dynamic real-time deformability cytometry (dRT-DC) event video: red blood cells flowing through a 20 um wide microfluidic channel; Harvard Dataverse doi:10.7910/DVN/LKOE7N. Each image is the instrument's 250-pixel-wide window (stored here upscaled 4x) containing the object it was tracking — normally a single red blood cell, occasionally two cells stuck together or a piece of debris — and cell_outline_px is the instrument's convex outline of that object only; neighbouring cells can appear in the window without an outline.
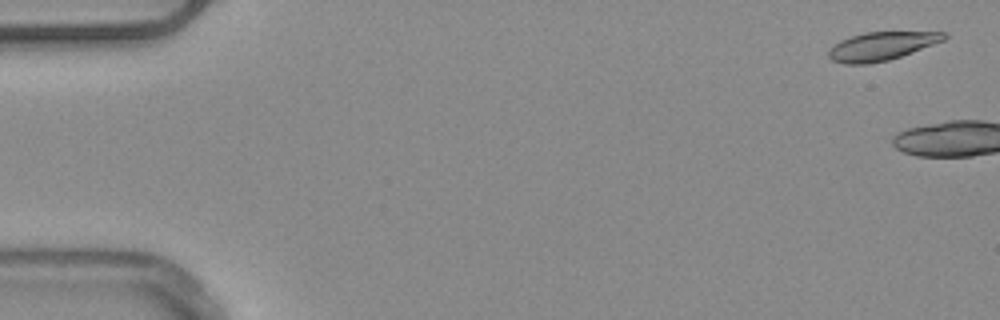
{"species": "common noctule bat (a hibernating species)", "species_latin": "Nyctalus noctula", "temperature_condition": "warm", "stored_images_in_passage": 5, "camera_frame_rate_fps": 3000, "um_per_image_px": 0.085, "animal": {"sex": "male", "body_mass_g": 20.4}, "frame": {"image": 1, "passage_image": 2, "time_ms": 0.333, "image_size_px": [1000, 320], "cell_outline_px": [[948, 36], [944, 40], [912, 52], [888, 60], [868, 64], [844, 64], [832, 60], [828, 56], [828, 48], [840, 40], [864, 32], [948, 32]], "centroid_in_image_um": [74.9, 3.92], "position_along_channel_um": 10.1, "area_um2": 19.07}}